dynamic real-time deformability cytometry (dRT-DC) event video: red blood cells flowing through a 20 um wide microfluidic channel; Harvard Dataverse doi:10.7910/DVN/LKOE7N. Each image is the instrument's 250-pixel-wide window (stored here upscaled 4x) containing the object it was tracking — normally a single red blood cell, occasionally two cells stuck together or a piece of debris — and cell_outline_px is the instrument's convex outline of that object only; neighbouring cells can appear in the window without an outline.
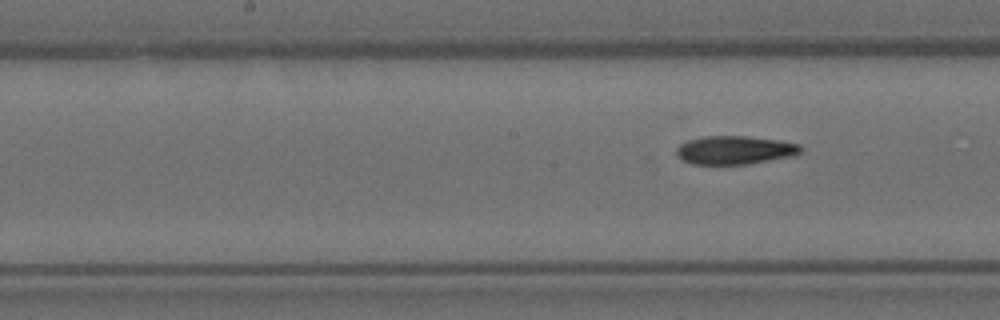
{"species": "Egyptian fruit bat (a non-hibernating species)", "species_latin": "Rousettus aegyptiacus", "temperature_condition": "room temperature", "stored_images_in_passage": 9, "segment_of_instrument_passage": [2, 2], "camera_frame_rate_fps": 3000, "um_per_image_px": 0.085, "animal": {"sex": "female"}, "frame": {"image": 1, "passage_image": 9, "time_ms": 10.667, "image_size_px": [1000, 320], "cell_outline_px": [[804, 148], [796, 156], [748, 164], [692, 164], [676, 156], [676, 148], [680, 144], [688, 140], [704, 136], [748, 136], [780, 140], [800, 144]], "centroid_in_image_um": [62.5, 12.75], "position_along_channel_um": 185.7, "area_um2": 20.87}}